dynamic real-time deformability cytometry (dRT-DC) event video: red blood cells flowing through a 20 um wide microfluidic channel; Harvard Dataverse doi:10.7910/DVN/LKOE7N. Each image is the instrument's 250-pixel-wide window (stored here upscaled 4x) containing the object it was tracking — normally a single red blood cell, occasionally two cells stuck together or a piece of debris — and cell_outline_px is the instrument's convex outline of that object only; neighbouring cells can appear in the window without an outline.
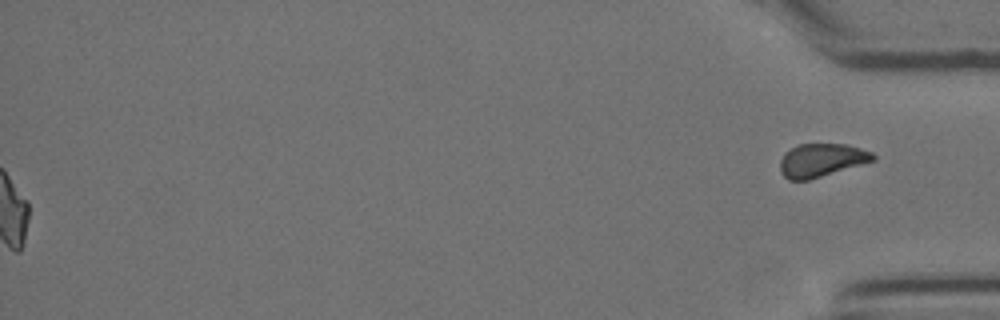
{"species": "Egyptian fruit bat (a non-hibernating species)", "species_latin": "Rousettus aegyptiacus", "temperature_condition": "cold", "stored_images_in_passage": 53, "segment_of_instrument_passage": [2, 2], "camera_frame_rate_fps": 3000, "um_per_image_px": 0.085, "animal": {"sex": "female"}, "frame": {"image": 1, "passage_image": 53, "time_ms": 17.333, "image_size_px": [1000, 320], "cell_outline_px": [[876, 160], [808, 180], [788, 180], [780, 172], [780, 160], [784, 152], [800, 144], [848, 144], [872, 152], [876, 156]], "centroid_in_image_um": [69.82, 13.61], "position_along_channel_um": 365.4, "area_um2": 18.03}}